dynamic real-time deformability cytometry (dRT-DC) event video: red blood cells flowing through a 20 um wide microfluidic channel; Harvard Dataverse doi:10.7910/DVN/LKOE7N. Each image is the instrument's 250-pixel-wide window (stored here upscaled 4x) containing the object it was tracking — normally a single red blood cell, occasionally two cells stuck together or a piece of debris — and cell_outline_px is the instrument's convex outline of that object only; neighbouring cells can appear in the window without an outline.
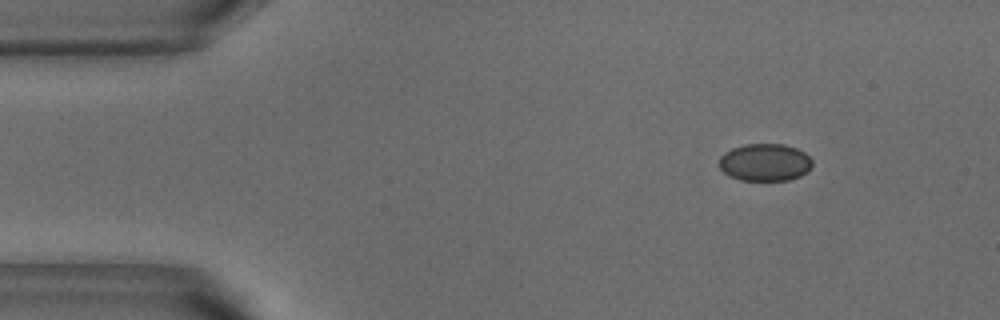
{"species": "common noctule bat (a hibernating species)", "species_latin": "Nyctalus noctula", "temperature_condition": "warm", "stored_images_in_passage": 47, "camera_frame_rate_fps": 3000, "um_per_image_px": 0.085, "animal": {"sex": "male", "body_mass_g": 18.8}, "frame": {"image": 1, "passage_image": 1, "time_ms": 0.0, "image_size_px": [1000, 320], "cell_outline_px": [[812, 164], [808, 172], [800, 176], [788, 180], [740, 180], [728, 176], [720, 168], [720, 156], [724, 152], [732, 148], [744, 144], [784, 144], [796, 148], [804, 152], [812, 160]], "centroid_in_image_um": [65.01, 13.8], "position_along_channel_um": 20.0, "area_um2": 20.4}}
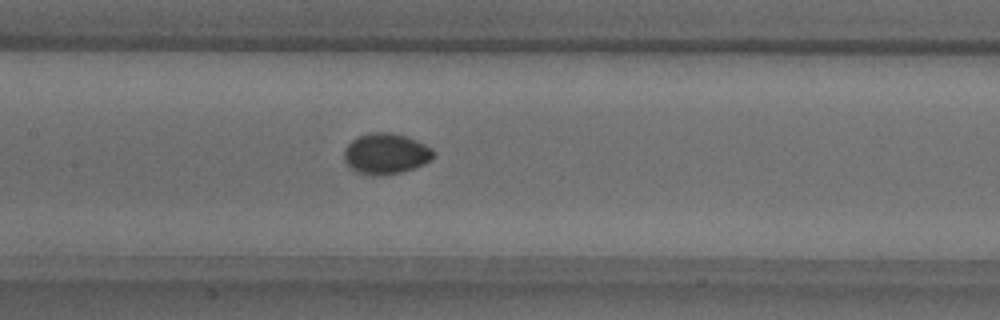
{"frame": {"image": 2, "passage_image": 19, "time_ms": 6.0, "image_size_px": [1000, 320], "cell_outline_px": [[432, 160], [424, 164], [400, 172], [376, 176], [356, 172], [344, 160], [344, 148], [352, 140], [368, 132], [392, 132], [416, 140], [432, 148]], "centroid_in_image_um": [32.77, 13.05], "position_along_channel_um": 174.6, "area_um2": 21.04}}
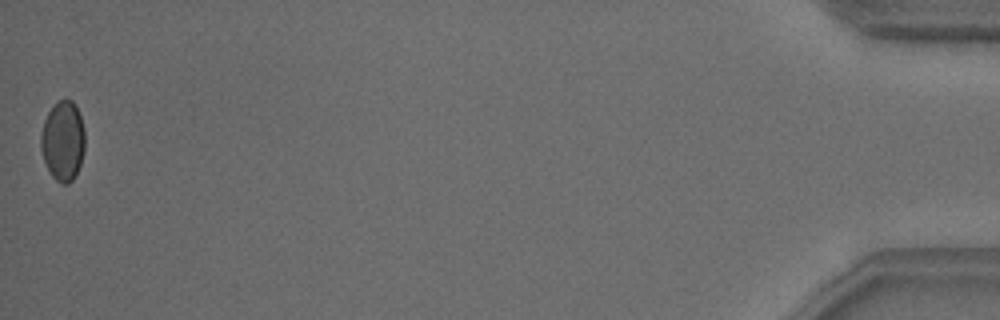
{"frame": {"image": 3, "passage_image": 47, "time_ms": 15.333, "image_size_px": [1000, 320], "cell_outline_px": [[84, 148], [80, 164], [72, 180], [68, 184], [64, 184], [56, 180], [52, 176], [44, 160], [40, 148], [40, 136], [44, 120], [48, 112], [60, 100], [72, 100], [80, 116], [84, 128]], "centroid_in_image_um": [5.33, 11.98], "position_along_channel_um": 429.9, "area_um2": 20.17}, "authors_computed_cell_mechanics": {"area_um2": 20.4612, "velocity_mm_per_s": 3.7973, "shape_relaxation_time_tau1_ms": 3.6457, "shape_relaxation_time_tau2_ms": null, "deformation_change_tau1": 0.0732, "deformation_change_tau2": null}}